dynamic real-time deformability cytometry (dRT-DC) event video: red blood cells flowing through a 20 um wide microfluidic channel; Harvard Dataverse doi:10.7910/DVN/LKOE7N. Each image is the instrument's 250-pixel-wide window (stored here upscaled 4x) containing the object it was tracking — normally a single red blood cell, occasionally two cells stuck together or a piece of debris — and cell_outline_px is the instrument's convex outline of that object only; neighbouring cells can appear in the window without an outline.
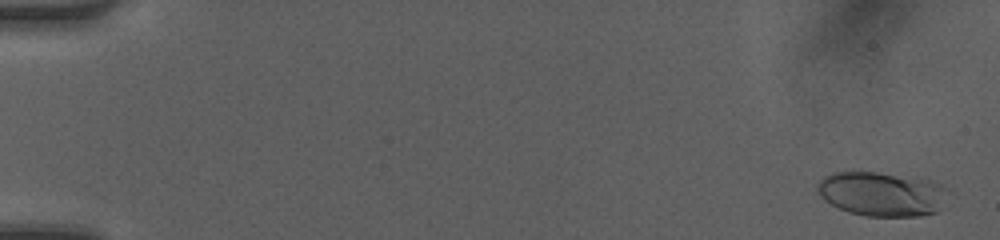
{"species": "human", "species_latin": "Homo sapiens", "temperature_condition": "room temperature", "stored_images_in_passage": 50, "camera_frame_rate_fps": 3000, "um_per_image_px": 0.085, "donor": {"sex": "female"}, "frame": {"image": 1, "passage_image": 2, "time_ms": 0.333, "image_size_px": [1000, 240], "cell_outline_px": [[944, 188], [936, 212], [920, 216], [868, 216], [848, 212], [824, 200], [820, 196], [816, 188], [816, 184], [824, 176], [832, 172], [876, 172], [928, 180], [940, 184]], "centroid_in_image_um": [74.82, 16.48], "position_along_channel_um": 10.2, "area_um2": 32.95}}
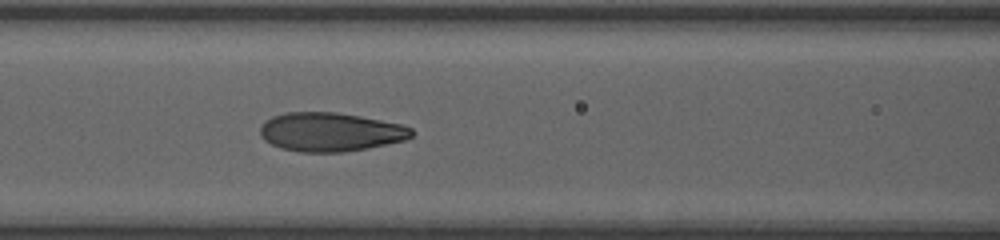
{"frame": {"image": 2, "passage_image": 23, "time_ms": 7.333, "image_size_px": [1000, 240], "cell_outline_px": [[412, 136], [404, 140], [368, 148], [344, 152], [300, 152], [280, 148], [264, 140], [260, 136], [260, 128], [264, 120], [272, 116], [284, 112], [336, 112], [360, 116], [400, 124], [412, 128]], "centroid_in_image_um": [28.03, 11.21], "position_along_channel_um": 138.6, "area_um2": 34.33}}
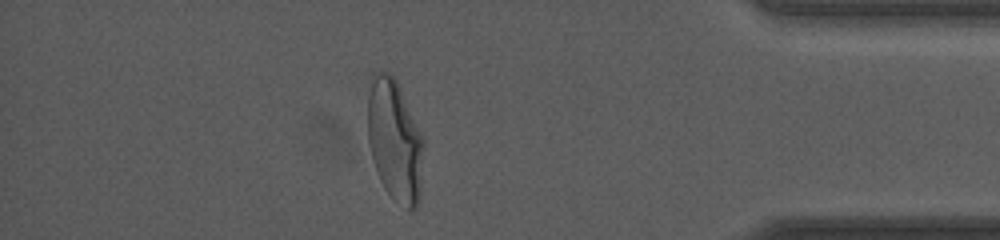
{"frame": {"image": 3, "passage_image": 44, "time_ms": 14.333, "image_size_px": [1000, 240], "cell_outline_px": [[424, 144], [420, 200], [416, 208], [408, 208], [392, 200], [384, 188], [380, 180], [372, 160], [368, 140], [368, 96], [372, 72], [388, 72], [396, 80], [424, 136]], "centroid_in_image_um": [33.57, 11.96], "position_along_channel_um": 401.6, "area_um2": 40.17}, "authors_computed_cell_mechanics": {"area_um2": 33.9864, "velocity_mm_per_s": 4.2189, "shape_relaxation_time_tau1_ms": 3.6966, "shape_relaxation_time_tau2_ms": 0.6683, "deformation_change_tau1": 0.1838, "deformation_change_tau2": 0.0672}}